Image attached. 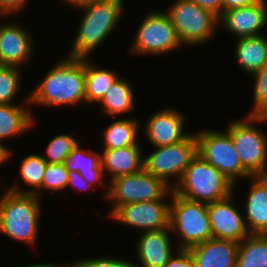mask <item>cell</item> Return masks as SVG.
I'll list each match as a JSON object with an SVG mask.
<instances>
[{"label": "cell", "mask_w": 267, "mask_h": 267, "mask_svg": "<svg viewBox=\"0 0 267 267\" xmlns=\"http://www.w3.org/2000/svg\"><path fill=\"white\" fill-rule=\"evenodd\" d=\"M82 101H85V58L71 57L57 62L26 98L28 105L42 104L58 109Z\"/></svg>", "instance_id": "obj_1"}, {"label": "cell", "mask_w": 267, "mask_h": 267, "mask_svg": "<svg viewBox=\"0 0 267 267\" xmlns=\"http://www.w3.org/2000/svg\"><path fill=\"white\" fill-rule=\"evenodd\" d=\"M124 0H94L79 8L85 14L77 29L73 46L68 54L71 58H88L111 34L123 11Z\"/></svg>", "instance_id": "obj_2"}, {"label": "cell", "mask_w": 267, "mask_h": 267, "mask_svg": "<svg viewBox=\"0 0 267 267\" xmlns=\"http://www.w3.org/2000/svg\"><path fill=\"white\" fill-rule=\"evenodd\" d=\"M39 201L40 198L32 193L6 191L0 199V232L34 246L40 226Z\"/></svg>", "instance_id": "obj_3"}, {"label": "cell", "mask_w": 267, "mask_h": 267, "mask_svg": "<svg viewBox=\"0 0 267 267\" xmlns=\"http://www.w3.org/2000/svg\"><path fill=\"white\" fill-rule=\"evenodd\" d=\"M234 184L198 154L172 190L189 200L211 203L233 193Z\"/></svg>", "instance_id": "obj_4"}, {"label": "cell", "mask_w": 267, "mask_h": 267, "mask_svg": "<svg viewBox=\"0 0 267 267\" xmlns=\"http://www.w3.org/2000/svg\"><path fill=\"white\" fill-rule=\"evenodd\" d=\"M171 199L170 228L180 235L179 249H188L212 238L206 203L186 199L172 189Z\"/></svg>", "instance_id": "obj_5"}, {"label": "cell", "mask_w": 267, "mask_h": 267, "mask_svg": "<svg viewBox=\"0 0 267 267\" xmlns=\"http://www.w3.org/2000/svg\"><path fill=\"white\" fill-rule=\"evenodd\" d=\"M105 197L115 203L111 216L120 206L137 202L160 200L171 194V187L162 179L144 169L129 175L119 176L109 182Z\"/></svg>", "instance_id": "obj_6"}, {"label": "cell", "mask_w": 267, "mask_h": 267, "mask_svg": "<svg viewBox=\"0 0 267 267\" xmlns=\"http://www.w3.org/2000/svg\"><path fill=\"white\" fill-rule=\"evenodd\" d=\"M183 45H198L214 36L219 17L192 0H176L166 11Z\"/></svg>", "instance_id": "obj_7"}, {"label": "cell", "mask_w": 267, "mask_h": 267, "mask_svg": "<svg viewBox=\"0 0 267 267\" xmlns=\"http://www.w3.org/2000/svg\"><path fill=\"white\" fill-rule=\"evenodd\" d=\"M194 136L197 143V154L218 169L230 182L235 185L237 178L251 179L252 176L240 162L228 131L224 133L215 130H201Z\"/></svg>", "instance_id": "obj_8"}, {"label": "cell", "mask_w": 267, "mask_h": 267, "mask_svg": "<svg viewBox=\"0 0 267 267\" xmlns=\"http://www.w3.org/2000/svg\"><path fill=\"white\" fill-rule=\"evenodd\" d=\"M267 122L266 116H251L228 125L227 131L233 141L243 168L257 176L267 164V136L253 123Z\"/></svg>", "instance_id": "obj_9"}, {"label": "cell", "mask_w": 267, "mask_h": 267, "mask_svg": "<svg viewBox=\"0 0 267 267\" xmlns=\"http://www.w3.org/2000/svg\"><path fill=\"white\" fill-rule=\"evenodd\" d=\"M196 155V139L194 134H190L181 142L156 147L154 152L144 158L143 169L172 187L169 180H172L173 176L176 180L174 182L177 184Z\"/></svg>", "instance_id": "obj_10"}, {"label": "cell", "mask_w": 267, "mask_h": 267, "mask_svg": "<svg viewBox=\"0 0 267 267\" xmlns=\"http://www.w3.org/2000/svg\"><path fill=\"white\" fill-rule=\"evenodd\" d=\"M134 39L130 51L137 55L164 54L183 45L167 13L159 11L146 16Z\"/></svg>", "instance_id": "obj_11"}, {"label": "cell", "mask_w": 267, "mask_h": 267, "mask_svg": "<svg viewBox=\"0 0 267 267\" xmlns=\"http://www.w3.org/2000/svg\"><path fill=\"white\" fill-rule=\"evenodd\" d=\"M164 199L122 205L111 217L144 232L169 228L170 204Z\"/></svg>", "instance_id": "obj_12"}, {"label": "cell", "mask_w": 267, "mask_h": 267, "mask_svg": "<svg viewBox=\"0 0 267 267\" xmlns=\"http://www.w3.org/2000/svg\"><path fill=\"white\" fill-rule=\"evenodd\" d=\"M232 196L231 193L224 199L207 203V211L212 238L240 243L250 232L245 217L234 207Z\"/></svg>", "instance_id": "obj_13"}, {"label": "cell", "mask_w": 267, "mask_h": 267, "mask_svg": "<svg viewBox=\"0 0 267 267\" xmlns=\"http://www.w3.org/2000/svg\"><path fill=\"white\" fill-rule=\"evenodd\" d=\"M267 0L245 7L223 11L219 24L237 38L262 35L260 32L267 24Z\"/></svg>", "instance_id": "obj_14"}, {"label": "cell", "mask_w": 267, "mask_h": 267, "mask_svg": "<svg viewBox=\"0 0 267 267\" xmlns=\"http://www.w3.org/2000/svg\"><path fill=\"white\" fill-rule=\"evenodd\" d=\"M185 117L183 112L164 108L154 113L145 125L148 140L154 147L168 146L181 142L190 134L183 132Z\"/></svg>", "instance_id": "obj_15"}, {"label": "cell", "mask_w": 267, "mask_h": 267, "mask_svg": "<svg viewBox=\"0 0 267 267\" xmlns=\"http://www.w3.org/2000/svg\"><path fill=\"white\" fill-rule=\"evenodd\" d=\"M17 23L0 24V65L23 66L34 47L32 36Z\"/></svg>", "instance_id": "obj_16"}, {"label": "cell", "mask_w": 267, "mask_h": 267, "mask_svg": "<svg viewBox=\"0 0 267 267\" xmlns=\"http://www.w3.org/2000/svg\"><path fill=\"white\" fill-rule=\"evenodd\" d=\"M239 243L211 238L188 248L196 267H235Z\"/></svg>", "instance_id": "obj_17"}, {"label": "cell", "mask_w": 267, "mask_h": 267, "mask_svg": "<svg viewBox=\"0 0 267 267\" xmlns=\"http://www.w3.org/2000/svg\"><path fill=\"white\" fill-rule=\"evenodd\" d=\"M171 228L146 231L138 240L137 256L140 266L137 267H163L172 257Z\"/></svg>", "instance_id": "obj_18"}, {"label": "cell", "mask_w": 267, "mask_h": 267, "mask_svg": "<svg viewBox=\"0 0 267 267\" xmlns=\"http://www.w3.org/2000/svg\"><path fill=\"white\" fill-rule=\"evenodd\" d=\"M139 143L125 148L103 150L101 166L110 173V181L119 176L136 173L143 169L144 159Z\"/></svg>", "instance_id": "obj_19"}, {"label": "cell", "mask_w": 267, "mask_h": 267, "mask_svg": "<svg viewBox=\"0 0 267 267\" xmlns=\"http://www.w3.org/2000/svg\"><path fill=\"white\" fill-rule=\"evenodd\" d=\"M251 178L244 219L250 234H263L267 231V185L257 176Z\"/></svg>", "instance_id": "obj_20"}, {"label": "cell", "mask_w": 267, "mask_h": 267, "mask_svg": "<svg viewBox=\"0 0 267 267\" xmlns=\"http://www.w3.org/2000/svg\"><path fill=\"white\" fill-rule=\"evenodd\" d=\"M101 153L80 149L79 144L64 159L63 165L68 172H79L83 179L93 187L94 184L103 185V168Z\"/></svg>", "instance_id": "obj_21"}, {"label": "cell", "mask_w": 267, "mask_h": 267, "mask_svg": "<svg viewBox=\"0 0 267 267\" xmlns=\"http://www.w3.org/2000/svg\"><path fill=\"white\" fill-rule=\"evenodd\" d=\"M235 58L238 65L248 74L260 70L267 63V37L237 38Z\"/></svg>", "instance_id": "obj_22"}, {"label": "cell", "mask_w": 267, "mask_h": 267, "mask_svg": "<svg viewBox=\"0 0 267 267\" xmlns=\"http://www.w3.org/2000/svg\"><path fill=\"white\" fill-rule=\"evenodd\" d=\"M22 105H0V141L29 131L35 124L29 110Z\"/></svg>", "instance_id": "obj_23"}, {"label": "cell", "mask_w": 267, "mask_h": 267, "mask_svg": "<svg viewBox=\"0 0 267 267\" xmlns=\"http://www.w3.org/2000/svg\"><path fill=\"white\" fill-rule=\"evenodd\" d=\"M134 93L130 84L118 77L113 84L105 91L101 103L105 113L111 117L123 113H129L134 107Z\"/></svg>", "instance_id": "obj_24"}, {"label": "cell", "mask_w": 267, "mask_h": 267, "mask_svg": "<svg viewBox=\"0 0 267 267\" xmlns=\"http://www.w3.org/2000/svg\"><path fill=\"white\" fill-rule=\"evenodd\" d=\"M117 78L114 71L97 67L85 58V102H100Z\"/></svg>", "instance_id": "obj_25"}, {"label": "cell", "mask_w": 267, "mask_h": 267, "mask_svg": "<svg viewBox=\"0 0 267 267\" xmlns=\"http://www.w3.org/2000/svg\"><path fill=\"white\" fill-rule=\"evenodd\" d=\"M139 122L136 119H118L104 130V149L125 148L138 143Z\"/></svg>", "instance_id": "obj_26"}, {"label": "cell", "mask_w": 267, "mask_h": 267, "mask_svg": "<svg viewBox=\"0 0 267 267\" xmlns=\"http://www.w3.org/2000/svg\"><path fill=\"white\" fill-rule=\"evenodd\" d=\"M235 267H267V239L250 234L238 245Z\"/></svg>", "instance_id": "obj_27"}, {"label": "cell", "mask_w": 267, "mask_h": 267, "mask_svg": "<svg viewBox=\"0 0 267 267\" xmlns=\"http://www.w3.org/2000/svg\"><path fill=\"white\" fill-rule=\"evenodd\" d=\"M47 162L42 157V155L30 154L21 161L20 174L24 183L32 187V190L20 189L19 185H14L8 190L17 192V193H32L36 196H40L39 188L42 185V180L44 177V172L46 169ZM34 188V189H33Z\"/></svg>", "instance_id": "obj_28"}, {"label": "cell", "mask_w": 267, "mask_h": 267, "mask_svg": "<svg viewBox=\"0 0 267 267\" xmlns=\"http://www.w3.org/2000/svg\"><path fill=\"white\" fill-rule=\"evenodd\" d=\"M20 67L0 65V105L14 104V97L20 89Z\"/></svg>", "instance_id": "obj_29"}, {"label": "cell", "mask_w": 267, "mask_h": 267, "mask_svg": "<svg viewBox=\"0 0 267 267\" xmlns=\"http://www.w3.org/2000/svg\"><path fill=\"white\" fill-rule=\"evenodd\" d=\"M69 134H60L48 143L46 154L42 155L47 163L61 164L69 153L78 145L76 139Z\"/></svg>", "instance_id": "obj_30"}, {"label": "cell", "mask_w": 267, "mask_h": 267, "mask_svg": "<svg viewBox=\"0 0 267 267\" xmlns=\"http://www.w3.org/2000/svg\"><path fill=\"white\" fill-rule=\"evenodd\" d=\"M255 79L253 110L251 116L267 117V63L258 71L251 74Z\"/></svg>", "instance_id": "obj_31"}, {"label": "cell", "mask_w": 267, "mask_h": 267, "mask_svg": "<svg viewBox=\"0 0 267 267\" xmlns=\"http://www.w3.org/2000/svg\"><path fill=\"white\" fill-rule=\"evenodd\" d=\"M69 177V172L64 167L63 163L61 164H46V169L44 172V177L42 180V185L39 188L40 190H51L52 193L64 190L67 188V181Z\"/></svg>", "instance_id": "obj_32"}, {"label": "cell", "mask_w": 267, "mask_h": 267, "mask_svg": "<svg viewBox=\"0 0 267 267\" xmlns=\"http://www.w3.org/2000/svg\"><path fill=\"white\" fill-rule=\"evenodd\" d=\"M84 267H137V264L131 263L126 259H115L109 257H101V258H89L78 260Z\"/></svg>", "instance_id": "obj_33"}, {"label": "cell", "mask_w": 267, "mask_h": 267, "mask_svg": "<svg viewBox=\"0 0 267 267\" xmlns=\"http://www.w3.org/2000/svg\"><path fill=\"white\" fill-rule=\"evenodd\" d=\"M163 267H196V265L188 249H178V253L173 254Z\"/></svg>", "instance_id": "obj_34"}, {"label": "cell", "mask_w": 267, "mask_h": 267, "mask_svg": "<svg viewBox=\"0 0 267 267\" xmlns=\"http://www.w3.org/2000/svg\"><path fill=\"white\" fill-rule=\"evenodd\" d=\"M27 2V0H0V14L4 17L18 13Z\"/></svg>", "instance_id": "obj_35"}, {"label": "cell", "mask_w": 267, "mask_h": 267, "mask_svg": "<svg viewBox=\"0 0 267 267\" xmlns=\"http://www.w3.org/2000/svg\"><path fill=\"white\" fill-rule=\"evenodd\" d=\"M201 8L206 9L220 17L222 15V0H192Z\"/></svg>", "instance_id": "obj_36"}, {"label": "cell", "mask_w": 267, "mask_h": 267, "mask_svg": "<svg viewBox=\"0 0 267 267\" xmlns=\"http://www.w3.org/2000/svg\"><path fill=\"white\" fill-rule=\"evenodd\" d=\"M71 185L72 187H76V189L78 188L79 190L90 189L92 187L83 179L79 172H69L67 188Z\"/></svg>", "instance_id": "obj_37"}, {"label": "cell", "mask_w": 267, "mask_h": 267, "mask_svg": "<svg viewBox=\"0 0 267 267\" xmlns=\"http://www.w3.org/2000/svg\"><path fill=\"white\" fill-rule=\"evenodd\" d=\"M260 0H222V13L233 8L253 5Z\"/></svg>", "instance_id": "obj_38"}, {"label": "cell", "mask_w": 267, "mask_h": 267, "mask_svg": "<svg viewBox=\"0 0 267 267\" xmlns=\"http://www.w3.org/2000/svg\"><path fill=\"white\" fill-rule=\"evenodd\" d=\"M6 146L7 145H3L2 141H0V167L6 160H9L8 158L12 154V151H10Z\"/></svg>", "instance_id": "obj_39"}, {"label": "cell", "mask_w": 267, "mask_h": 267, "mask_svg": "<svg viewBox=\"0 0 267 267\" xmlns=\"http://www.w3.org/2000/svg\"><path fill=\"white\" fill-rule=\"evenodd\" d=\"M64 1L78 8L83 5L89 4L94 0H64Z\"/></svg>", "instance_id": "obj_40"}, {"label": "cell", "mask_w": 267, "mask_h": 267, "mask_svg": "<svg viewBox=\"0 0 267 267\" xmlns=\"http://www.w3.org/2000/svg\"><path fill=\"white\" fill-rule=\"evenodd\" d=\"M257 177L267 185V164L263 167L262 171L257 175Z\"/></svg>", "instance_id": "obj_41"}, {"label": "cell", "mask_w": 267, "mask_h": 267, "mask_svg": "<svg viewBox=\"0 0 267 267\" xmlns=\"http://www.w3.org/2000/svg\"><path fill=\"white\" fill-rule=\"evenodd\" d=\"M67 265L66 264H62V265H60V264H54V267H66ZM68 267H84L79 261H76L75 263L73 262V263H71V265H68Z\"/></svg>", "instance_id": "obj_42"}, {"label": "cell", "mask_w": 267, "mask_h": 267, "mask_svg": "<svg viewBox=\"0 0 267 267\" xmlns=\"http://www.w3.org/2000/svg\"><path fill=\"white\" fill-rule=\"evenodd\" d=\"M21 267H54L53 263H46V264H35V265H25V266H21Z\"/></svg>", "instance_id": "obj_43"}, {"label": "cell", "mask_w": 267, "mask_h": 267, "mask_svg": "<svg viewBox=\"0 0 267 267\" xmlns=\"http://www.w3.org/2000/svg\"><path fill=\"white\" fill-rule=\"evenodd\" d=\"M264 237L267 239V231L263 233Z\"/></svg>", "instance_id": "obj_44"}]
</instances>
